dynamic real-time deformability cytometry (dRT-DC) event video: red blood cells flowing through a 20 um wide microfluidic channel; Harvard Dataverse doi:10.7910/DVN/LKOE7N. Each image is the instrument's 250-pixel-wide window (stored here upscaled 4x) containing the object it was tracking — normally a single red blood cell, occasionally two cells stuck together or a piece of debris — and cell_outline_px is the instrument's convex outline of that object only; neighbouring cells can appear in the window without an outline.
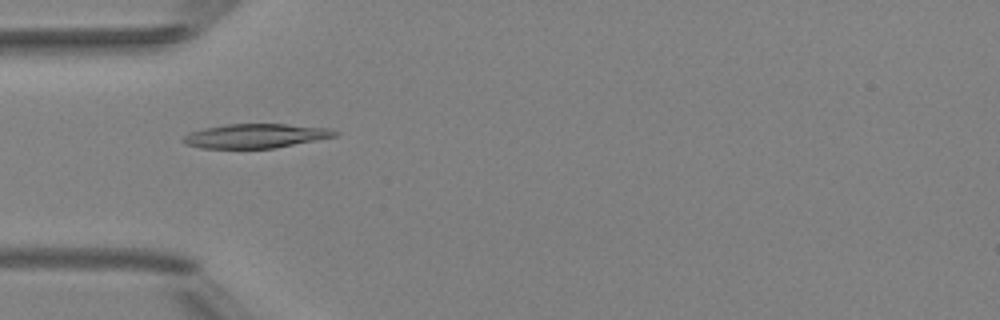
{"species": "Egyptian fruit bat (a non-hibernating species)", "species_latin": "Rousettus aegyptiacus", "temperature_condition": "room temperature", "stored_images_in_passage": 3, "camera_frame_rate_fps": 3000, "um_per_image_px": 0.085, "animal": {"sex": "female"}, "frame": {"image": 1, "passage_image": 1, "time_ms": 0.0, "image_size_px": [1000, 320], "cell_outline_px": [[340, 132], [336, 136], [276, 148], [200, 148], [184, 144], [180, 140], [184, 136], [192, 132], [204, 128], [228, 124], [288, 124], [328, 128]], "centroid_in_image_um": [21.72, 11.55], "position_along_channel_um": 63.3, "area_um2": 21.39}}
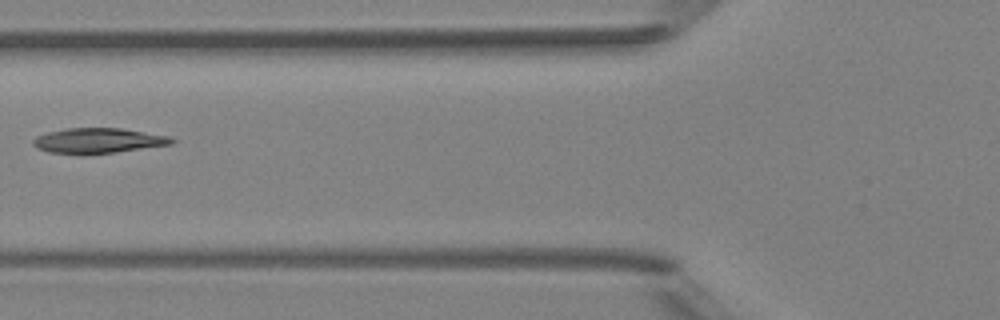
{"frame": {"image": 2, "passage_image": 2, "time_ms": 1.333, "image_size_px": [1000, 320], "cell_outline_px": [[176, 140], [172, 144], [116, 152], [48, 152], [36, 148], [32, 144], [32, 140], [36, 136], [48, 132], [68, 128], [120, 128], [168, 136]], "centroid_in_image_um": [8.34, 11.93], "position_along_channel_um": 117.5, "area_um2": 19.65}}
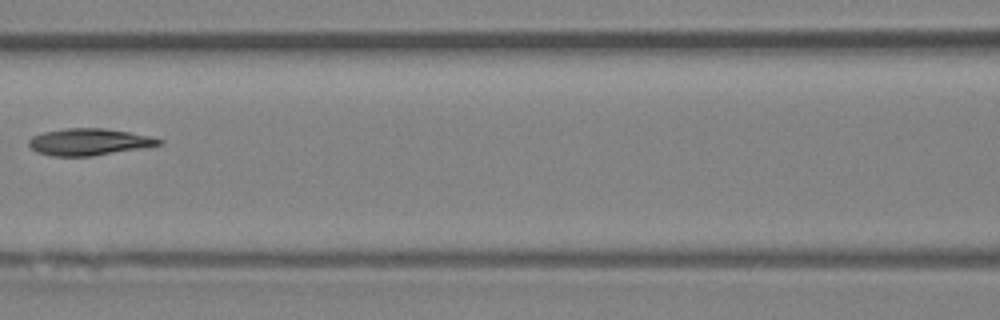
{"frame": {"image": 3, "passage_image": 3, "time_ms": 2.333, "image_size_px": [1000, 320], "cell_outline_px": [[164, 140], [160, 144], [148, 148], [92, 156], [52, 156], [36, 152], [28, 144], [28, 140], [32, 136], [44, 132], [64, 128], [104, 128], [152, 136]], "centroid_in_image_um": [7.6, 12.07], "position_along_channel_um": 159.0, "area_um2": 20.58}}